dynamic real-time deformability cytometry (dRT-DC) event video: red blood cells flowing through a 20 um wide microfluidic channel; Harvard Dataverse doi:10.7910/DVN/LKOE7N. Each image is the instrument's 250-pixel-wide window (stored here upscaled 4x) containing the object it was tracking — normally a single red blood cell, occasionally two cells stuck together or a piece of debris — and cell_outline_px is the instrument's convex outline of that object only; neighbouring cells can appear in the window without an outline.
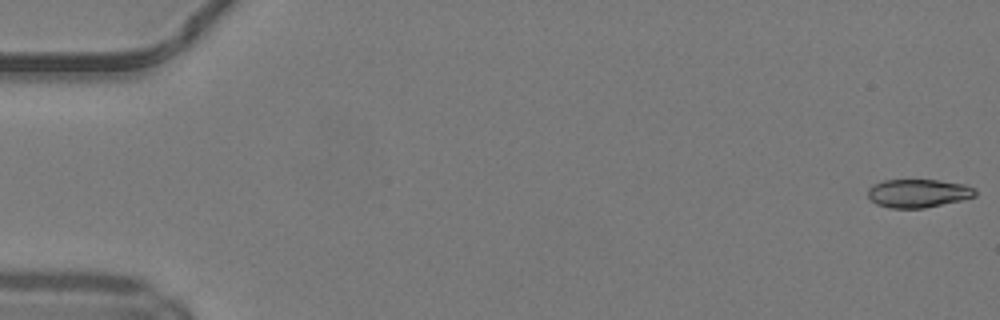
{"species": "common noctule bat (a hibernating species)", "species_latin": "Nyctalus noctula", "temperature_condition": "warm", "stored_images_in_passage": 46, "camera_frame_rate_fps": 3000, "um_per_image_px": 0.085, "animal": {"sex": "male", "body_mass_g": 19.2, "forearm_length_mm": 51.8}, "frame": {"image": 1, "passage_image": 1, "time_ms": 0.0, "image_size_px": [1000, 320], "cell_outline_px": [[976, 196], [960, 200], [924, 208], [888, 208], [876, 204], [868, 196], [868, 188], [872, 184], [884, 180], [940, 180], [964, 184], [972, 188], [976, 192]], "centroid_in_image_um": [78.0, 16.42], "position_along_channel_um": 7.0, "area_um2": 17.69}}
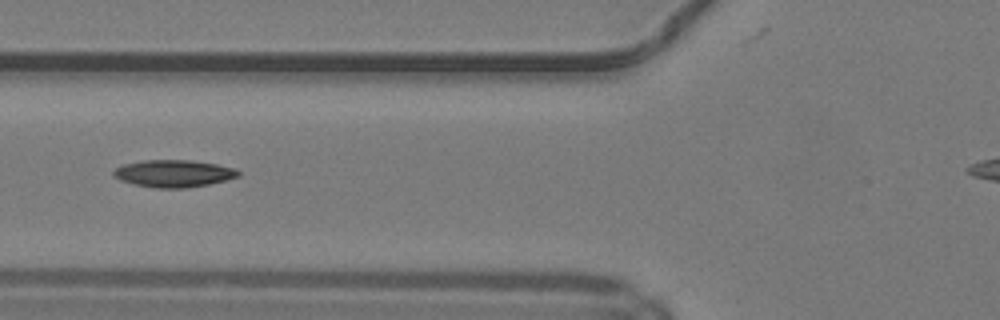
{"frame": {"image": 2, "passage_image": 20, "time_ms": 6.333, "image_size_px": [1000, 320], "cell_outline_px": [[240, 176], [228, 180], [208, 184], [184, 188], [156, 188], [132, 184], [120, 180], [112, 176], [112, 172], [116, 168], [124, 164], [144, 160], [192, 160], [216, 164], [236, 168], [240, 172]], "centroid_in_image_um": [14.77, 14.75], "position_along_channel_um": 111.0, "area_um2": 19.94}}
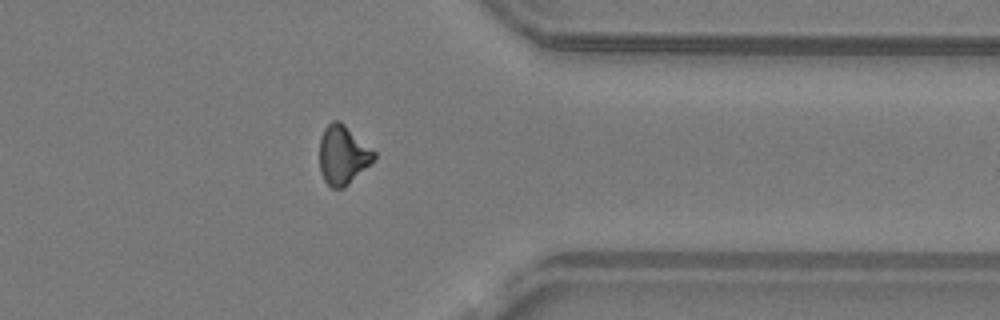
{"frame": {"image": 3, "passage_image": 40, "time_ms": 13.0, "image_size_px": [1000, 320], "cell_outline_px": [[376, 160], [344, 188], [332, 188], [324, 180], [320, 172], [320, 136], [324, 128], [332, 120], [340, 120], [376, 152]], "centroid_in_image_um": [29.16, 13.17], "position_along_channel_um": 382.2, "area_um2": 18.96}, "authors_computed_cell_mechanics": {"area_um2": 18.9584, "velocity_mm_per_s": 4.2125, "shape_relaxation_time_tau1_ms": 6.4674, "shape_relaxation_time_tau2_ms": 9.4906, "deformation_change_tau1": 0.2022, "deformation_change_tau2": 0.1914}}